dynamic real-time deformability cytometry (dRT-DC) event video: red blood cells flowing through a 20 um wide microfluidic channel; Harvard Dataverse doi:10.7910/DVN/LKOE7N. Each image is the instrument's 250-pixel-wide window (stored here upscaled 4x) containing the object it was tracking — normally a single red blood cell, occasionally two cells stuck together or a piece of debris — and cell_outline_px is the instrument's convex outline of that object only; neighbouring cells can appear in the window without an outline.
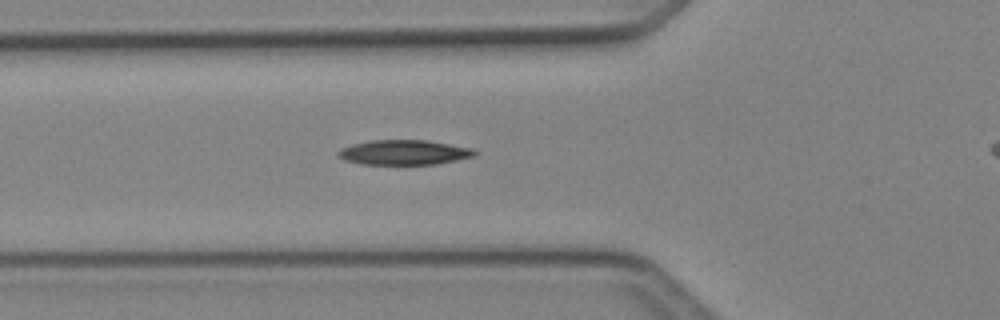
{"species": "Egyptian fruit bat (a non-hibernating species)", "species_latin": "Rousettus aegyptiacus", "temperature_condition": "cold", "stored_images_in_passage": 24, "camera_frame_rate_fps": 3000, "um_per_image_px": 0.085, "animal": {"sex": "female"}, "frame": {"image": 1, "passage_image": 2, "time_ms": 0.333, "image_size_px": [1000, 320], "cell_outline_px": [[476, 156], [436, 164], [360, 164], [344, 160], [336, 156], [336, 152], [340, 148], [352, 144], [372, 140], [428, 140], [472, 148], [476, 152]], "centroid_in_image_um": [34.3, 12.95], "position_along_channel_um": 91.5, "area_um2": 19.88}}
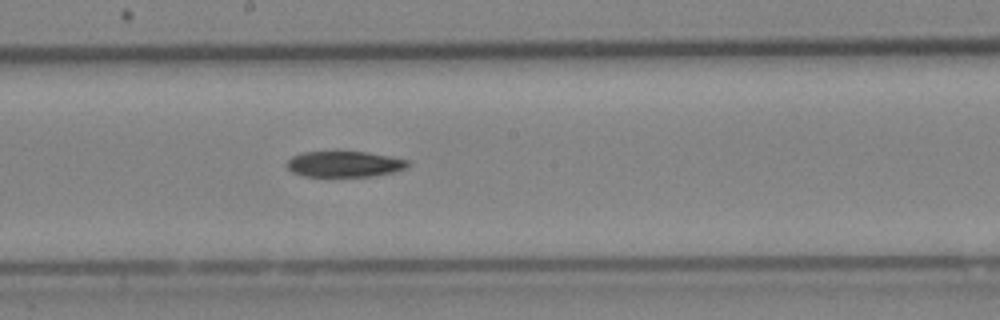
{"frame": {"image": 2, "passage_image": 11, "time_ms": 3.333, "image_size_px": [1000, 320], "cell_outline_px": [[412, 164], [408, 168], [392, 172], [372, 176], [304, 176], [292, 172], [284, 164], [292, 156], [304, 152], [368, 152], [408, 160]], "centroid_in_image_um": [29.28, 13.95], "position_along_channel_um": 218.9, "area_um2": 18.21}}
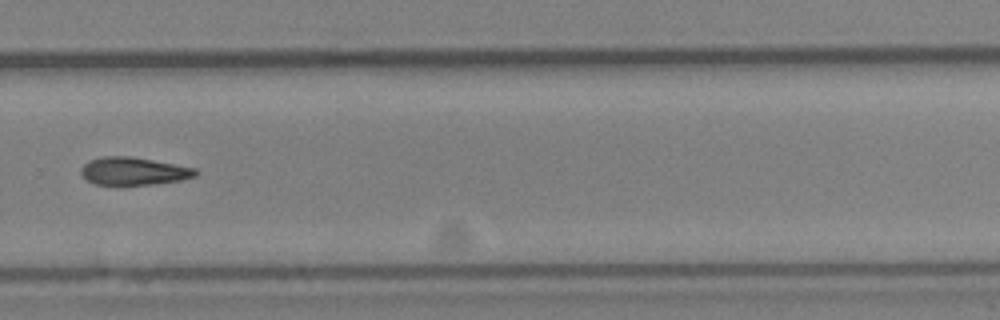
{"frame": {"image": 3, "passage_image": 18, "time_ms": 5.667, "image_size_px": [1000, 320], "cell_outline_px": [[200, 172], [196, 176], [180, 180], [152, 184], [116, 188], [96, 184], [88, 180], [80, 172], [80, 168], [88, 160], [104, 156], [128, 156], [152, 160], [196, 168]], "centroid_in_image_um": [11.32, 14.59], "position_along_channel_um": 318.5, "area_um2": 19.13}}